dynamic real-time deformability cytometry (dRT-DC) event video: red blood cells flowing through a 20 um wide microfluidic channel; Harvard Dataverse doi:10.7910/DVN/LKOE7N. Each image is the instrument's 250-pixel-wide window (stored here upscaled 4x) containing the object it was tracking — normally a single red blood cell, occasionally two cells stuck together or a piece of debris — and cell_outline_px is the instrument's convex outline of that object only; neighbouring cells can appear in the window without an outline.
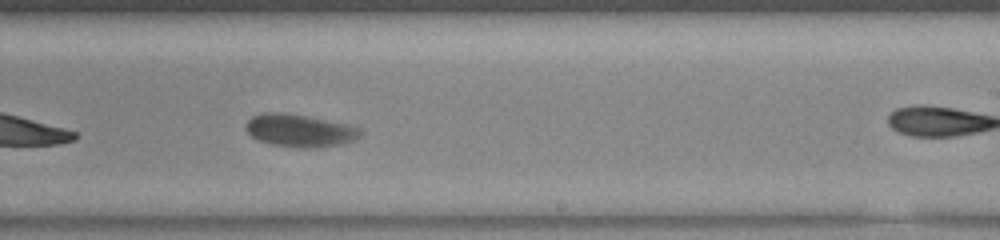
{"species": "common noctule bat (a hibernating species)", "species_latin": "Nyctalus noctula", "temperature_condition": "warm", "stored_images_in_passage": 39, "camera_frame_rate_fps": 3000, "um_per_image_px": 0.085, "animal": {"sex": "female", "body_mass_g": 23.0, "forearm_length_mm": 53.4}, "frame": {"image": 1, "passage_image": 17, "time_ms": 5.333, "image_size_px": [1000, 240], "cell_outline_px": [[360, 136], [352, 140], [340, 144], [320, 148], [304, 148], [272, 144], [260, 140], [252, 136], [248, 132], [248, 120], [252, 116], [264, 112], [284, 112], [308, 116], [348, 124], [360, 128]], "centroid_in_image_um": [25.5, 11.08], "position_along_channel_um": 263.5, "area_um2": 21.56}, "authors_computed_cell_mechanics": {"area_um2": 21.5016, "velocity_mm_per_s": 3.8569, "shape_relaxation_time_tau1_ms": 5.4129, "shape_relaxation_time_tau2_ms": null, "deformation_change_tau1": 0.1857, "deformation_change_tau2": null}}